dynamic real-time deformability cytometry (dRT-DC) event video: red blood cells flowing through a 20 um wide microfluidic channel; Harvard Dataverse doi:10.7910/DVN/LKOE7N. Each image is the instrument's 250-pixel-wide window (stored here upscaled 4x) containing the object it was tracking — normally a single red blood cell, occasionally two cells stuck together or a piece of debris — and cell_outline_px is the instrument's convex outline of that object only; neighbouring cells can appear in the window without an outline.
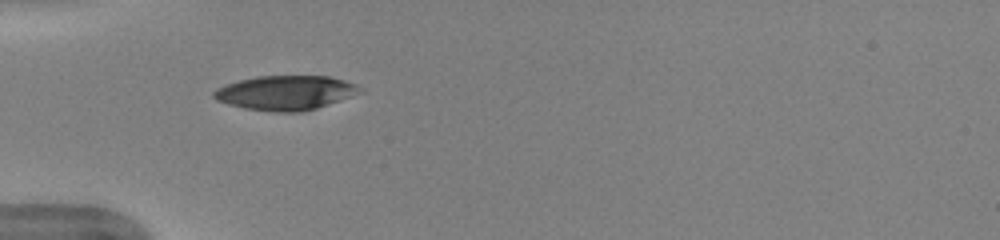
{"species": "human", "species_latin": "Homo sapiens", "temperature_condition": "warm", "stored_images_in_passage": 3, "camera_frame_rate_fps": 3000, "um_per_image_px": 0.085, "donor": {"sex": "female"}, "frame": {"image": 1, "passage_image": 1, "time_ms": 0.0, "image_size_px": [1000, 240], "cell_outline_px": [[364, 92], [316, 108], [300, 112], [276, 112], [244, 108], [228, 104], [216, 100], [212, 96], [212, 92], [216, 88], [240, 80], [256, 76], [332, 76], [356, 84], [364, 88]], "centroid_in_image_um": [24.3, 7.88], "position_along_channel_um": 60.7, "area_um2": 29.42}}